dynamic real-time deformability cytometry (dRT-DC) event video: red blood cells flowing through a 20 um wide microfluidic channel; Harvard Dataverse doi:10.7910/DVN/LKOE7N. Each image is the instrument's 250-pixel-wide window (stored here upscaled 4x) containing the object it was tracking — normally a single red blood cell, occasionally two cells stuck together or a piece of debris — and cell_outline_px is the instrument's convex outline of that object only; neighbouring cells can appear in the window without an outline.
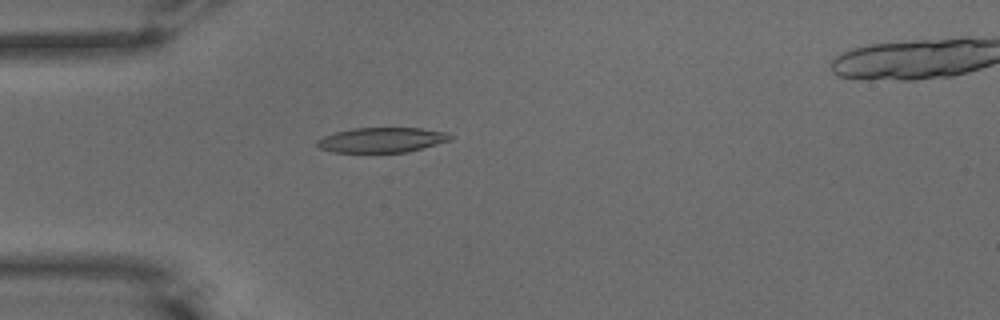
{"species": "common noctule bat (a hibernating species)", "species_latin": "Nyctalus noctula", "temperature_condition": "warm", "stored_images_in_passage": 56, "camera_frame_rate_fps": 3000, "um_per_image_px": 0.085, "animal": {"sex": "male", "body_mass_g": 15.6}, "frame": {"image": 1, "passage_image": 16, "time_ms": 5.0, "image_size_px": [1000, 320], "cell_outline_px": [[452, 140], [408, 152], [332, 152], [320, 148], [316, 144], [316, 140], [324, 136], [336, 132], [352, 128], [420, 128], [448, 132], [452, 136]], "centroid_in_image_um": [32.47, 11.89], "position_along_channel_um": 52.5, "area_um2": 19.42}}
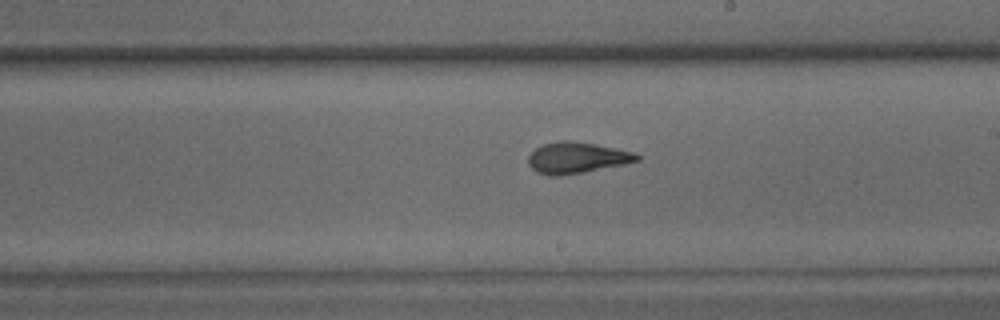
{"frame": {"image": 2, "passage_image": 32, "time_ms": 10.333, "image_size_px": [1000, 320], "cell_outline_px": [[640, 160], [624, 164], [584, 172], [560, 176], [548, 176], [536, 172], [528, 164], [528, 156], [536, 148], [544, 144], [560, 140], [568, 140], [616, 148], [632, 152], [640, 156]], "centroid_in_image_um": [48.99, 13.42], "position_along_channel_um": 240.0, "area_um2": 19.59}}
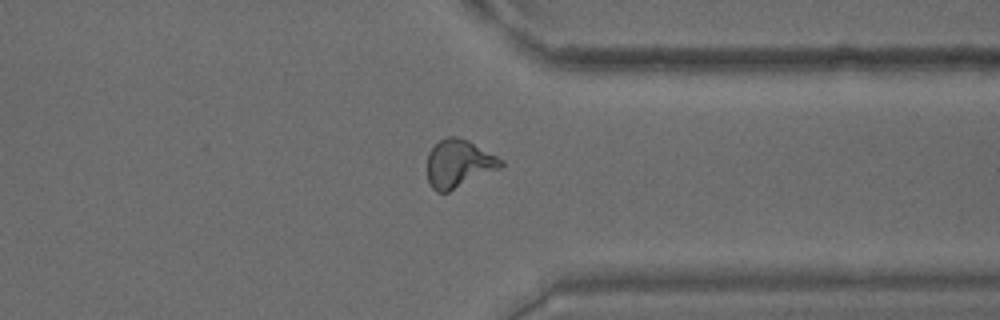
{"frame": {"image": 3, "passage_image": 43, "time_ms": 14.0, "image_size_px": [1000, 320], "cell_outline_px": [[504, 164], [500, 168], [448, 192], [436, 192], [432, 188], [428, 180], [428, 152], [440, 140], [448, 136], [456, 136], [468, 140], [504, 160]], "centroid_in_image_um": [38.99, 13.9], "position_along_channel_um": 372.4, "area_um2": 20.4}}